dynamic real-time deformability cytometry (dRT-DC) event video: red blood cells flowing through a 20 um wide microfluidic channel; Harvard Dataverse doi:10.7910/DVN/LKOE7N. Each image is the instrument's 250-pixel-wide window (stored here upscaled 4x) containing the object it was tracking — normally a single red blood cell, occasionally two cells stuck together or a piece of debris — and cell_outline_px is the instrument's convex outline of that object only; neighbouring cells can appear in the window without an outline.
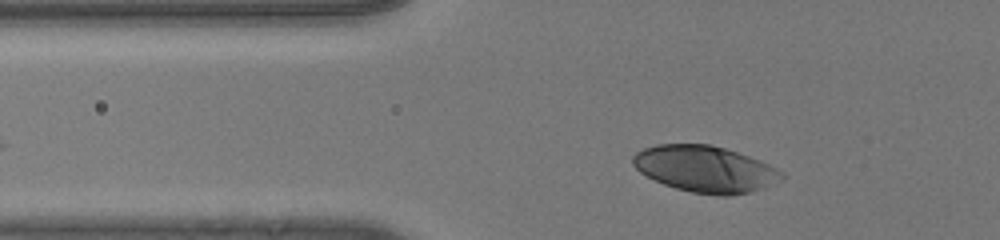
{"species": "human", "species_latin": "Homo sapiens", "temperature_condition": "room temperature", "stored_images_in_passage": 32, "camera_frame_rate_fps": 3000, "um_per_image_px": 0.085, "donor": {"sex": "male"}, "frame": {"image": 1, "passage_image": 4, "time_ms": 1.0, "image_size_px": [1000, 240], "cell_outline_px": [[784, 176], [764, 188], [752, 192], [732, 196], [716, 196], [692, 192], [676, 188], [664, 184], [640, 172], [632, 164], [632, 156], [636, 152], [644, 148], [656, 144], [708, 144], [724, 148], [760, 160], [784, 172]], "centroid_in_image_um": [59.93, 14.37], "position_along_channel_um": 65.9, "area_um2": 40.17}}
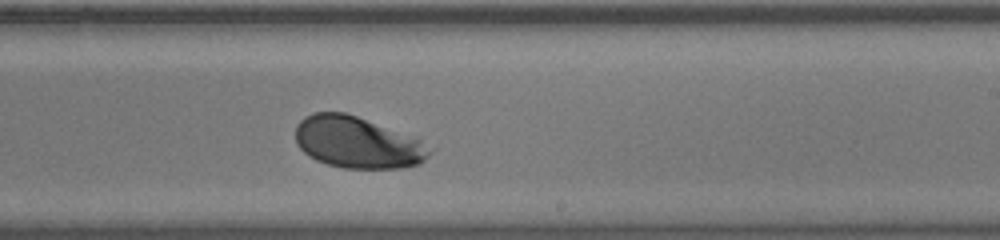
{"frame": {"image": 2, "passage_image": 20, "time_ms": 6.333, "image_size_px": [1000, 240], "cell_outline_px": [[432, 152], [420, 164], [404, 168], [344, 168], [328, 164], [316, 160], [308, 156], [296, 144], [296, 124], [304, 116], [312, 112], [344, 112], [356, 116], [420, 140]], "centroid_in_image_um": [30.32, 12.11], "position_along_channel_um": 258.7, "area_um2": 39.94}}
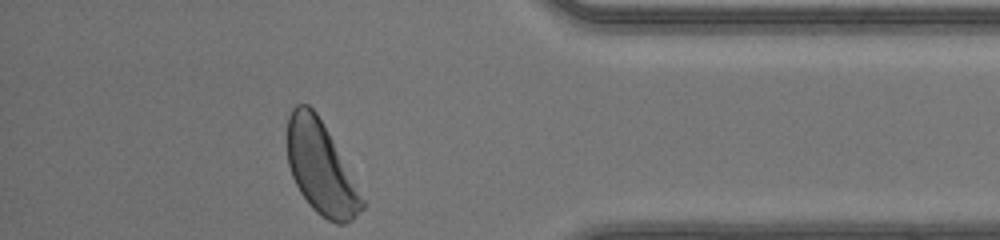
{"frame": {"image": 3, "passage_image": 32, "time_ms": 10.333, "image_size_px": [1000, 240], "cell_outline_px": [[364, 208], [352, 220], [344, 224], [336, 224], [328, 220], [316, 212], [308, 204], [300, 192], [292, 176], [288, 164], [288, 116], [292, 108], [296, 104], [308, 104], [316, 112], [332, 140], [364, 200]], "centroid_in_image_um": [27.25, 14.3], "position_along_channel_um": 408.0, "area_um2": 39.48}, "authors_computed_cell_mechanics": {"area_um2": 39.9398, "velocity_mm_per_s": 4.0784, "shape_relaxation_time_tau1_ms": 2.3472, "shape_relaxation_time_tau2_ms": null, "deformation_change_tau1": 0.1406, "deformation_change_tau2": null}}